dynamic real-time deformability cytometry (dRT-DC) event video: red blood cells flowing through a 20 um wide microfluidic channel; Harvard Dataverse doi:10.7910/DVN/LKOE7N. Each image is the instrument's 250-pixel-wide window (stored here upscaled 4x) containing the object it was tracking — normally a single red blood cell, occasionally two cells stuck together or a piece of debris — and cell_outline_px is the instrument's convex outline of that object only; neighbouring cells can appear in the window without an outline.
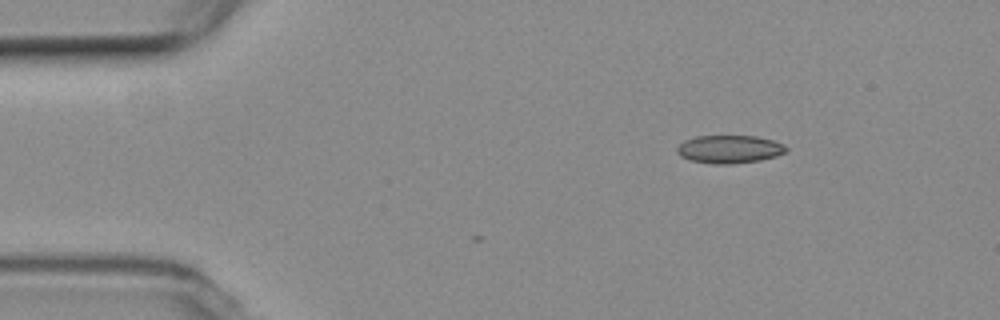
{"species": "common noctule bat (a hibernating species)", "species_latin": "Nyctalus noctula", "temperature_condition": "room temperature", "stored_images_in_passage": 2, "camera_frame_rate_fps": 3000, "um_per_image_px": 0.085, "animal": {"sex": "female", "body_mass_g": 19.3, "forearm_length_mm": 54.1}, "frame": {"image": 1, "passage_image": 2, "time_ms": 0.333, "image_size_px": [1000, 320], "cell_outline_px": [[788, 148], [784, 152], [776, 156], [760, 160], [732, 164], [716, 164], [692, 160], [680, 156], [676, 152], [676, 148], [684, 140], [696, 136], [756, 136], [772, 140], [784, 144]], "centroid_in_image_um": [61.99, 12.68], "position_along_channel_um": 23.0, "area_um2": 17.74}}